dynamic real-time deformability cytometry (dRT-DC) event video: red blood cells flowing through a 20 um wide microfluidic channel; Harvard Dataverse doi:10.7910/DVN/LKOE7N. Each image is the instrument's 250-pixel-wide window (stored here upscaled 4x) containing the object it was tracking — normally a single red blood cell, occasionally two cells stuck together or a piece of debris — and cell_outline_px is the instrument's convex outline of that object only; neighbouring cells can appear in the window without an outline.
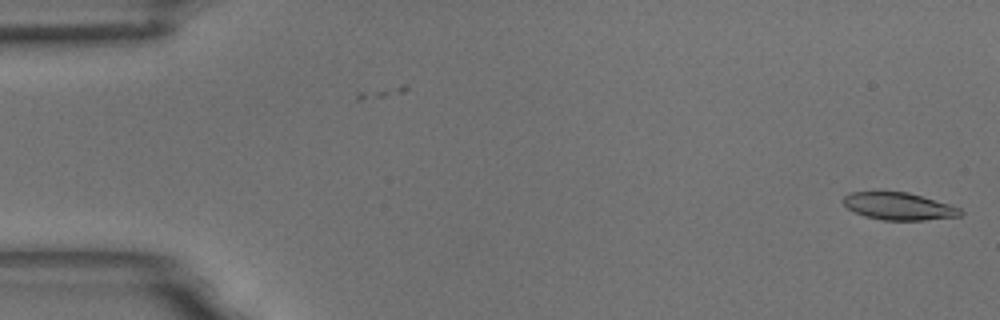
{"species": "common noctule bat (a hibernating species)", "species_latin": "Nyctalus noctula", "temperature_condition": "room temperature", "stored_images_in_passage": 56, "camera_frame_rate_fps": 3000, "um_per_image_px": 0.085, "animal": {"sex": "male", "body_mass_g": 18.8}, "frame": {"image": 1, "passage_image": 1, "time_ms": 0.0, "image_size_px": [1000, 320], "cell_outline_px": [[964, 212], [960, 216], [924, 220], [884, 220], [864, 216], [852, 212], [840, 200], [844, 196], [852, 192], [908, 192], [948, 204], [960, 208]], "centroid_in_image_um": [76.36, 17.54], "position_along_channel_um": 8.6, "area_um2": 18.61}}
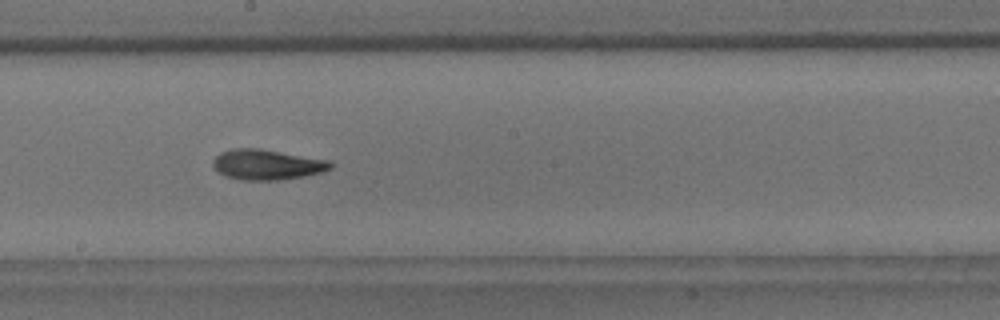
{"frame": {"image": 2, "passage_image": 31, "time_ms": 10.0, "image_size_px": [1000, 320], "cell_outline_px": [[332, 168], [324, 172], [304, 176], [280, 180], [240, 180], [224, 176], [212, 164], [212, 160], [220, 152], [232, 148], [260, 148], [332, 160]], "centroid_in_image_um": [22.72, 13.98], "position_along_channel_um": 225.5, "area_um2": 21.1}}
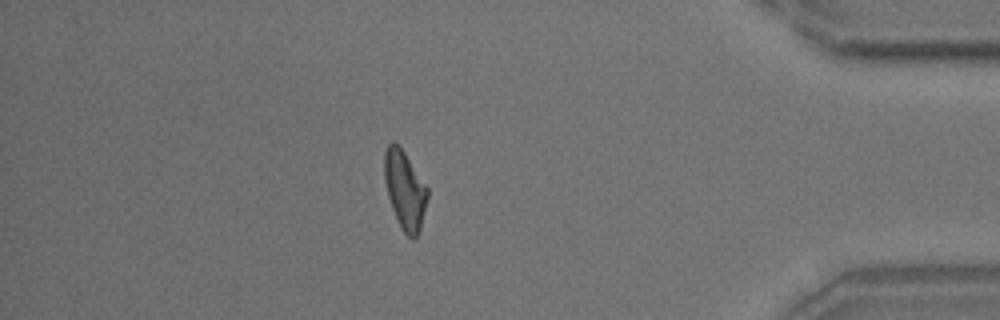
{"frame": {"image": 3, "passage_image": 49, "time_ms": 16.0, "image_size_px": [1000, 320], "cell_outline_px": [[428, 196], [420, 228], [416, 236], [412, 240], [400, 228], [392, 208], [388, 196], [384, 180], [384, 152], [388, 144], [392, 140], [404, 152], [428, 188]], "centroid_in_image_um": [34.39, 16.14], "position_along_channel_um": 400.8, "area_um2": 19.48}, "authors_computed_cell_mechanics": {"area_um2": 19.7098, "velocity_mm_per_s": 3.5689, "shape_relaxation_time_tau1_ms": 8.8771, "shape_relaxation_time_tau2_ms": 5.5105, "deformation_change_tau1": 0.2302, "deformation_change_tau2": 0.1507}}